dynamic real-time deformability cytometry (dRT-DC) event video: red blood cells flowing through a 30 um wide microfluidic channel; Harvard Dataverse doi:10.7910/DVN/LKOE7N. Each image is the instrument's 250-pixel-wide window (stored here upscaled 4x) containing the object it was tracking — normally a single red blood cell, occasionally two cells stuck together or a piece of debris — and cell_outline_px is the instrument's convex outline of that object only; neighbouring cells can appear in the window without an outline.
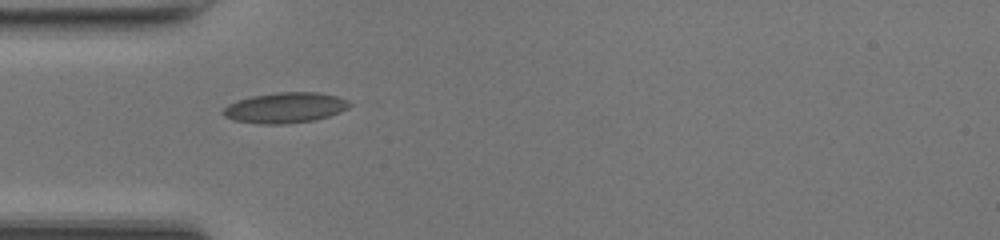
{"species": "common noctule bat (a hibernating species)", "species_latin": "Nyctalus noctula", "temperature_condition": "room temperature", "stored_images_in_passage": 35, "camera_frame_rate_fps": 3000, "um_per_image_px": 0.085, "animal": {"sex": "female", "body_mass_g": 17.0, "forearm_length_mm": 48.0}, "frame": {"image": 1, "passage_image": 1, "time_ms": 0.0, "image_size_px": [1000, 240], "cell_outline_px": [[352, 104], [348, 108], [340, 112], [316, 120], [284, 124], [260, 124], [236, 120], [224, 116], [220, 112], [228, 104], [236, 100], [252, 96], [276, 92], [316, 92], [336, 96], [348, 100]], "centroid_in_image_um": [24.23, 9.15], "position_along_channel_um": 60.8, "area_um2": 22.54}}
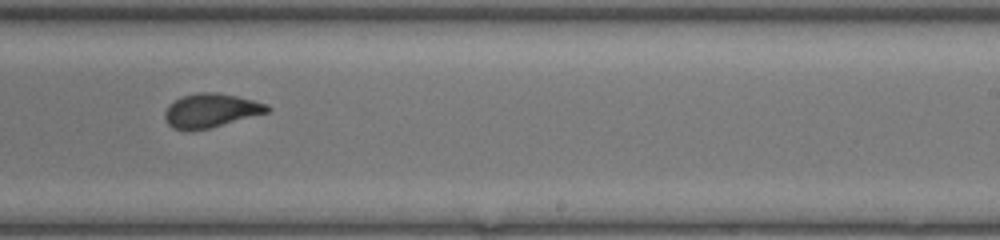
{"frame": {"image": 2, "passage_image": 16, "time_ms": 5.0, "image_size_px": [1000, 240], "cell_outline_px": [[272, 108], [268, 112], [208, 128], [192, 132], [188, 132], [172, 128], [168, 124], [164, 116], [164, 112], [168, 104], [184, 96], [200, 92], [216, 92], [236, 96], [268, 104]], "centroid_in_image_um": [17.88, 9.41], "position_along_channel_um": 271.1, "area_um2": 20.23}}
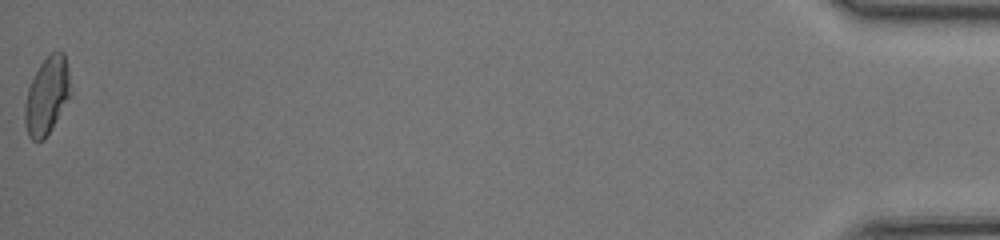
{"frame": {"image": 3, "passage_image": 35, "time_ms": 11.333, "image_size_px": [1000, 240], "cell_outline_px": [[72, 92], [52, 128], [44, 140], [32, 140], [28, 136], [24, 124], [24, 104], [28, 88], [40, 64], [52, 52], [64, 52], [68, 68]], "centroid_in_image_um": [3.98, 8.16], "position_along_channel_um": 431.2, "area_um2": 20.58}, "authors_computed_cell_mechanics": {"area_um2": 20.3456, "velocity_mm_per_s": 4.2324, "shape_relaxation_time_tau1_ms": null, "shape_relaxation_time_tau2_ms": 1.0122, "deformation_change_tau1": null, "deformation_change_tau2": 0.0642}}